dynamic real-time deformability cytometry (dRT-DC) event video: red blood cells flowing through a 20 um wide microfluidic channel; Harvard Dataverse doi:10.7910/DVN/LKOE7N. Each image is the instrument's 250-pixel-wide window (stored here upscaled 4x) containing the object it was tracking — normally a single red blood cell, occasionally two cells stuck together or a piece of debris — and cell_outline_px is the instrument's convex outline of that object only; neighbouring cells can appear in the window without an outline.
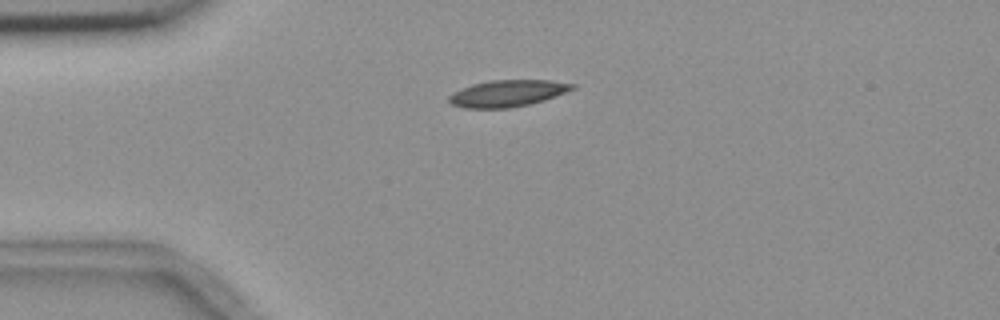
{"species": "common noctule bat (a hibernating species)", "species_latin": "Nyctalus noctula", "temperature_condition": "room temperature", "stored_images_in_passage": 6, "camera_frame_rate_fps": 3000, "um_per_image_px": 0.085, "animal": {"sex": "female", "body_mass_g": 18.4}, "frame": {"image": 1, "passage_image": 1, "time_ms": 0.0, "image_size_px": [1000, 320], "cell_outline_px": [[576, 88], [556, 96], [544, 100], [528, 104], [508, 108], [464, 108], [452, 104], [448, 100], [448, 96], [452, 92], [472, 84], [488, 80], [552, 80], [576, 84]], "centroid_in_image_um": [43.14, 7.92], "position_along_channel_um": 41.9, "area_um2": 19.25}}
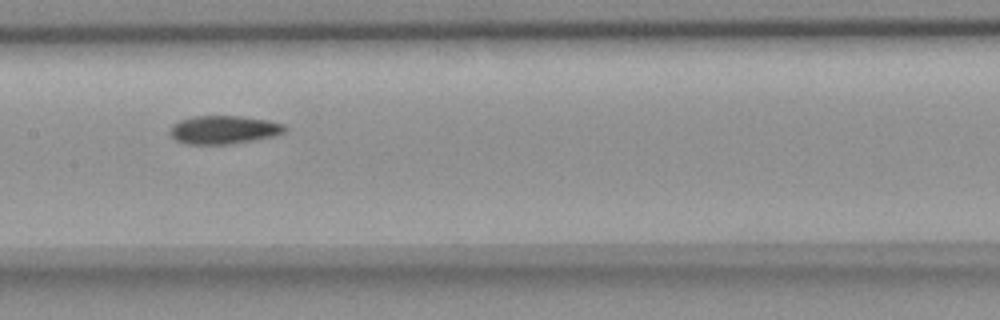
{"frame": {"image": 2, "passage_image": 5, "time_ms": 4.667, "image_size_px": [1000, 320], "cell_outline_px": [[288, 128], [284, 132], [272, 136], [252, 140], [228, 144], [188, 144], [176, 140], [168, 132], [172, 124], [180, 120], [192, 116], [240, 116], [268, 120], [284, 124]], "centroid_in_image_um": [18.99, 11.02], "position_along_channel_um": 188.4, "area_um2": 18.9}}
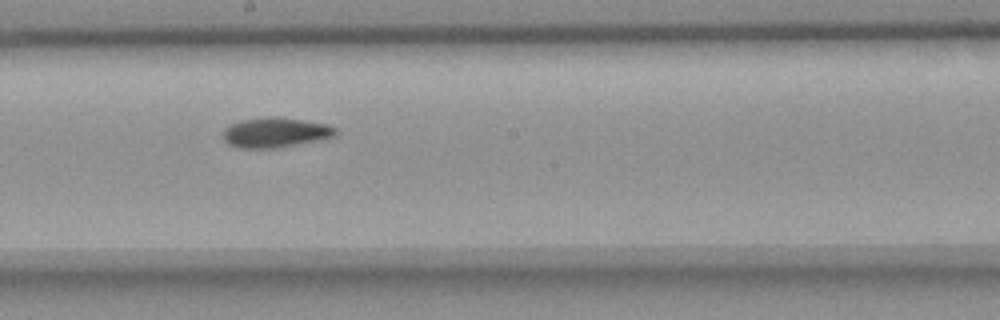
{"frame": {"image": 3, "passage_image": 6, "time_ms": 5.667, "image_size_px": [1000, 320], "cell_outline_px": [[336, 132], [332, 136], [320, 140], [276, 148], [240, 148], [228, 144], [224, 140], [224, 128], [240, 120], [268, 116], [280, 116], [328, 124], [336, 128]], "centroid_in_image_um": [23.4, 11.25], "position_along_channel_um": 224.8, "area_um2": 19.71}}